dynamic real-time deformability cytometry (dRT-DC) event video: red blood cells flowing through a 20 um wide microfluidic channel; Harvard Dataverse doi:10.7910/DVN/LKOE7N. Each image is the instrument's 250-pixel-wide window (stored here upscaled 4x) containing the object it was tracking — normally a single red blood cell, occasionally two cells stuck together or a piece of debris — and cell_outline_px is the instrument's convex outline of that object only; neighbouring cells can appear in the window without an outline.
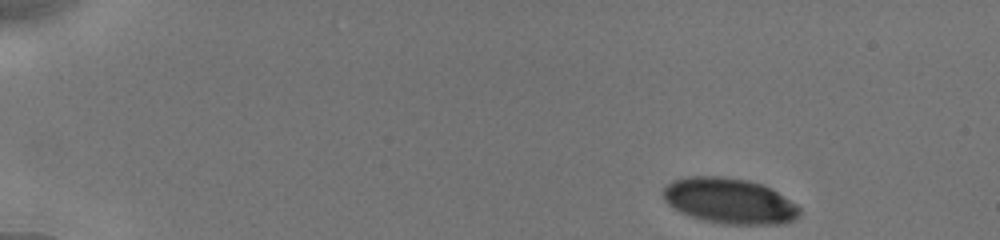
{"species": "human", "species_latin": "Homo sapiens", "temperature_condition": "cold", "stored_images_in_passage": 46, "camera_frame_rate_fps": 3000, "um_per_image_px": 0.085, "donor": {"sex": "male"}, "frame": {"image": 1, "passage_image": 1, "time_ms": 0.0, "image_size_px": [1000, 240], "cell_outline_px": [[800, 216], [784, 224], [724, 224], [704, 220], [680, 212], [672, 208], [664, 200], [664, 188], [672, 180], [688, 176], [724, 176], [748, 180], [760, 184], [776, 192], [796, 204], [800, 208]], "centroid_in_image_um": [61.98, 17.08], "position_along_channel_um": 23.0, "area_um2": 36.07}}
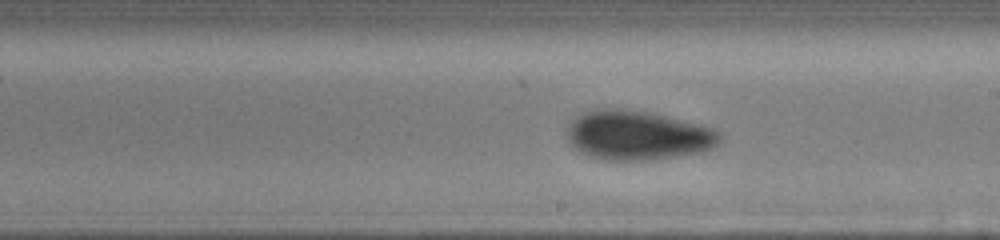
{"frame": {"image": 2, "passage_image": 27, "time_ms": 8.667, "image_size_px": [1000, 240], "cell_outline_px": [[720, 140], [712, 148], [700, 152], [648, 160], [608, 160], [592, 156], [580, 152], [564, 136], [572, 120], [576, 116], [584, 112], [596, 108], [616, 108], [648, 112], [700, 124], [712, 128], [720, 132]], "centroid_in_image_um": [54.16, 11.49], "position_along_channel_um": 234.8, "area_um2": 43.7}}
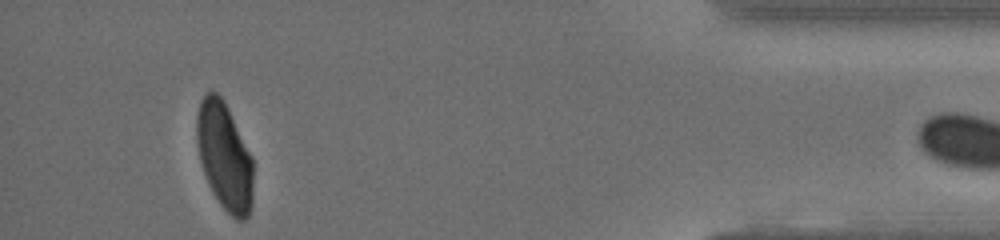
{"frame": {"image": 3, "passage_image": 45, "time_ms": 14.667, "image_size_px": [1000, 240], "cell_outline_px": [[252, 204], [248, 216], [244, 220], [236, 220], [220, 204], [212, 192], [208, 184], [200, 160], [196, 140], [196, 116], [200, 100], [208, 92], [216, 92], [224, 100], [252, 156]], "centroid_in_image_um": [19.07, 13.28], "position_along_channel_um": 416.1, "area_um2": 35.32}}